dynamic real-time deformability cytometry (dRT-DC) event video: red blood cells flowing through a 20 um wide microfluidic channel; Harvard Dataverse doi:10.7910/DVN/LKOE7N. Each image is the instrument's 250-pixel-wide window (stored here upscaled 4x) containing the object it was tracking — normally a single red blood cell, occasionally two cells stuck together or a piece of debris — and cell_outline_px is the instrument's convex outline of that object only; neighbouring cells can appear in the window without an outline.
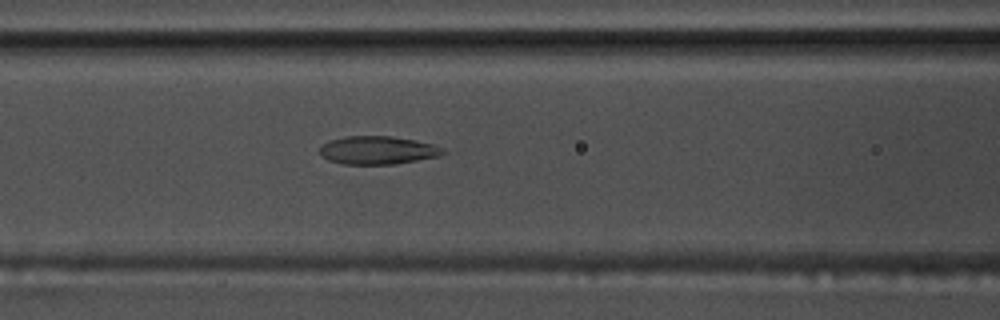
{"species": "common noctule bat (a hibernating species)", "species_latin": "Nyctalus noctula", "temperature_condition": "warm", "stored_images_in_passage": 56, "camera_frame_rate_fps": 3000, "um_per_image_px": 0.085, "animal": {"sex": "male", "body_mass_g": 17.5, "forearm_length_mm": 52.3}, "frame": {"image": 1, "passage_image": 24, "time_ms": 7.667, "image_size_px": [1000, 320], "cell_outline_px": [[444, 152], [436, 156], [396, 164], [344, 164], [328, 160], [320, 156], [320, 148], [328, 140], [348, 136], [388, 136], [412, 140], [432, 144], [444, 148]], "centroid_in_image_um": [32.04, 12.77], "position_along_channel_um": 134.6, "area_um2": 19.94}}
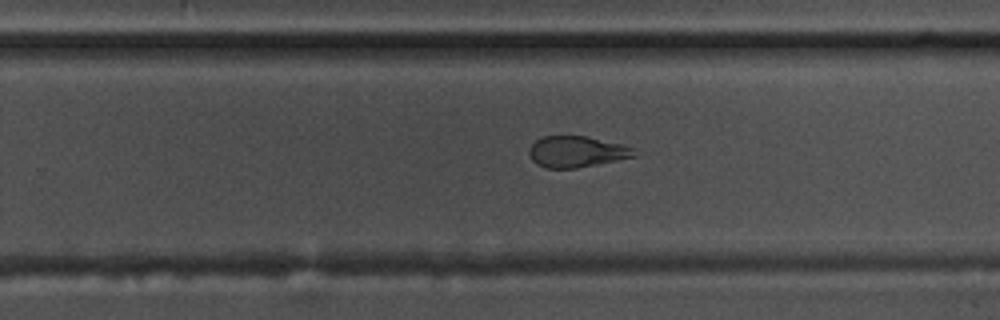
{"frame": {"image": 2, "passage_image": 36, "time_ms": 11.667, "image_size_px": [1000, 320], "cell_outline_px": [[640, 156], [576, 168], [544, 168], [536, 164], [532, 160], [528, 152], [528, 148], [540, 136], [588, 136], [624, 144], [632, 148]], "centroid_in_image_um": [49.03, 12.89], "position_along_channel_um": 280.8, "area_um2": 19.42}}
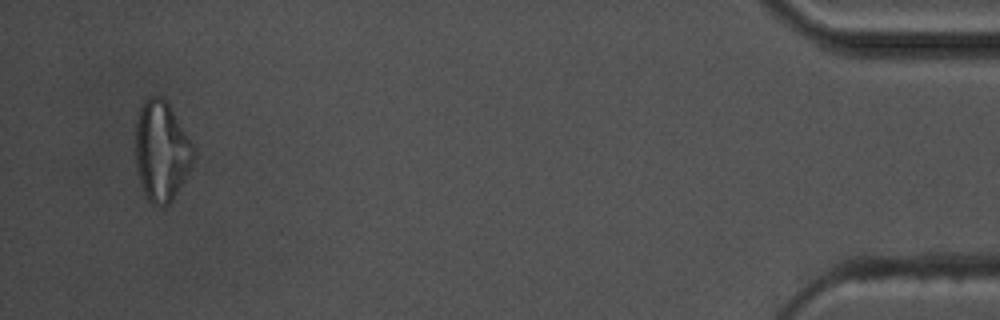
{"frame": {"image": 3, "passage_image": 54, "time_ms": 17.667, "image_size_px": [1000, 320], "cell_outline_px": [[196, 156], [188, 172], [172, 200], [164, 208], [152, 204], [144, 196], [136, 172], [136, 124], [140, 104], [148, 96], [160, 96], [168, 104], [196, 148]], "centroid_in_image_um": [13.72, 12.87], "position_along_channel_um": 421.5, "area_um2": 34.16}, "authors_computed_cell_mechanics": {"area_um2": 22.5709, "velocity_mm_per_s": 3.6615, "shape_relaxation_time_tau1_ms": null, "shape_relaxation_time_tau2_ms": 2.2216, "deformation_change_tau1": null, "deformation_change_tau2": 0.1044}}